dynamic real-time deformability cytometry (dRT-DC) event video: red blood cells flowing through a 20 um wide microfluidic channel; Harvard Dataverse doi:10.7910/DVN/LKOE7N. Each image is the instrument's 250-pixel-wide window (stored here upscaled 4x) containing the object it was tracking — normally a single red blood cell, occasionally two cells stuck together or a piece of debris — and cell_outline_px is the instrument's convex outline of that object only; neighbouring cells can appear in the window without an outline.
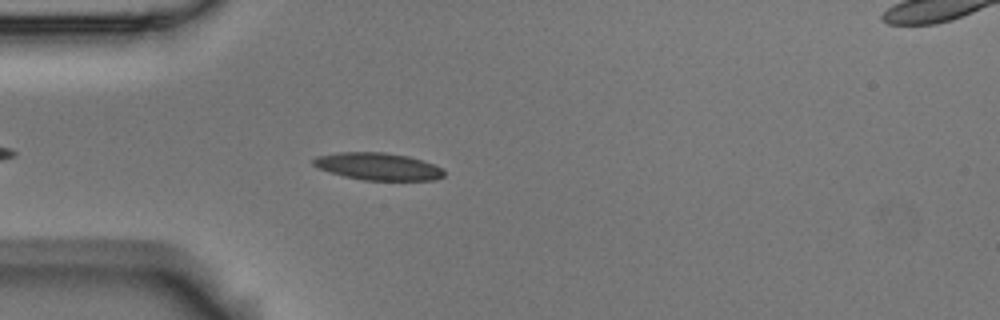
{"species": "Egyptian fruit bat (a non-hibernating species)", "species_latin": "Rousettus aegyptiacus", "temperature_condition": "room temperature", "stored_images_in_passage": 4, "camera_frame_rate_fps": 3000, "um_per_image_px": 0.085, "animal": {"sex": "male"}, "frame": {"image": 1, "passage_image": 4, "time_ms": 1.0, "image_size_px": [1000, 320], "cell_outline_px": [[444, 176], [436, 180], [364, 180], [344, 176], [328, 172], [316, 168], [312, 164], [312, 160], [316, 156], [340, 152], [384, 152], [408, 156], [444, 168]], "centroid_in_image_um": [32.1, 14.15], "position_along_channel_um": 52.9, "area_um2": 20.87}}